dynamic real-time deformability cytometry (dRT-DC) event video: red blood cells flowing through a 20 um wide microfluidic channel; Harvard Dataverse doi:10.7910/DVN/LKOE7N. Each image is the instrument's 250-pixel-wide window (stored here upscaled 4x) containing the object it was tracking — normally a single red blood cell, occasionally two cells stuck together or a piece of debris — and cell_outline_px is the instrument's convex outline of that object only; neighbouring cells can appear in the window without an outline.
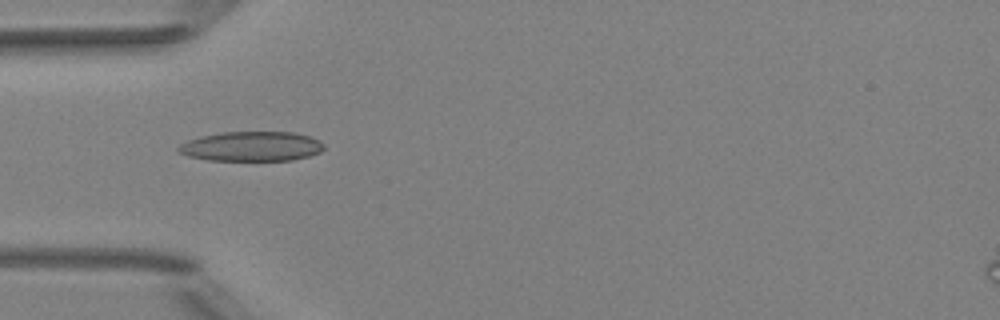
{"species": "Egyptian fruit bat (a non-hibernating species)", "species_latin": "Rousettus aegyptiacus", "temperature_condition": "room temperature", "stored_images_in_passage": 32, "camera_frame_rate_fps": 3000, "um_per_image_px": 0.085, "animal": {"sex": "female"}, "frame": {"image": 1, "passage_image": 1, "time_ms": 0.0, "image_size_px": [1000, 320], "cell_outline_px": [[324, 148], [320, 152], [308, 156], [292, 160], [208, 160], [188, 156], [180, 152], [176, 148], [180, 144], [188, 140], [204, 136], [224, 132], [292, 132], [308, 136], [320, 140], [324, 144]], "centroid_in_image_um": [21.4, 12.44], "position_along_channel_um": 63.6, "area_um2": 24.97}}
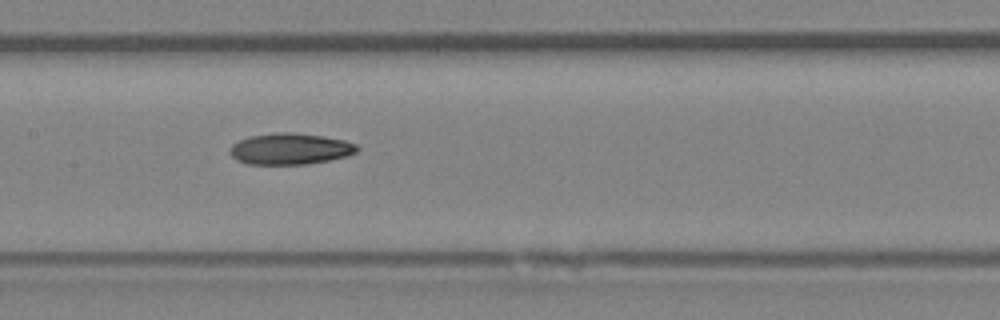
{"frame": {"image": 2, "passage_image": 10, "time_ms": 3.0, "image_size_px": [1000, 320], "cell_outline_px": [[360, 148], [356, 152], [348, 156], [308, 164], [248, 164], [236, 160], [232, 156], [232, 144], [248, 136], [276, 132], [296, 132], [324, 136], [344, 140], [356, 144]], "centroid_in_image_um": [24.7, 12.64], "position_along_channel_um": 182.7, "area_um2": 23.24}}
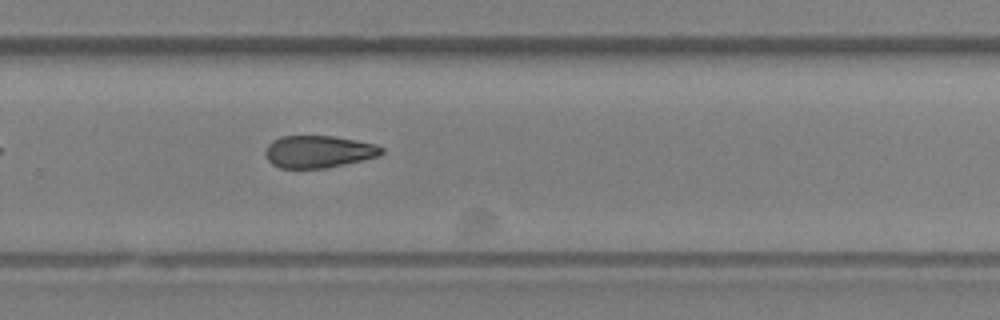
{"frame": {"image": 3, "passage_image": 19, "time_ms": 6.0, "image_size_px": [1000, 320], "cell_outline_px": [[384, 152], [380, 156], [344, 164], [324, 168], [280, 168], [272, 164], [268, 160], [264, 152], [268, 144], [272, 140], [280, 136], [332, 136], [376, 144], [384, 148]], "centroid_in_image_um": [27.07, 12.89], "position_along_channel_um": 302.7, "area_um2": 21.85}}